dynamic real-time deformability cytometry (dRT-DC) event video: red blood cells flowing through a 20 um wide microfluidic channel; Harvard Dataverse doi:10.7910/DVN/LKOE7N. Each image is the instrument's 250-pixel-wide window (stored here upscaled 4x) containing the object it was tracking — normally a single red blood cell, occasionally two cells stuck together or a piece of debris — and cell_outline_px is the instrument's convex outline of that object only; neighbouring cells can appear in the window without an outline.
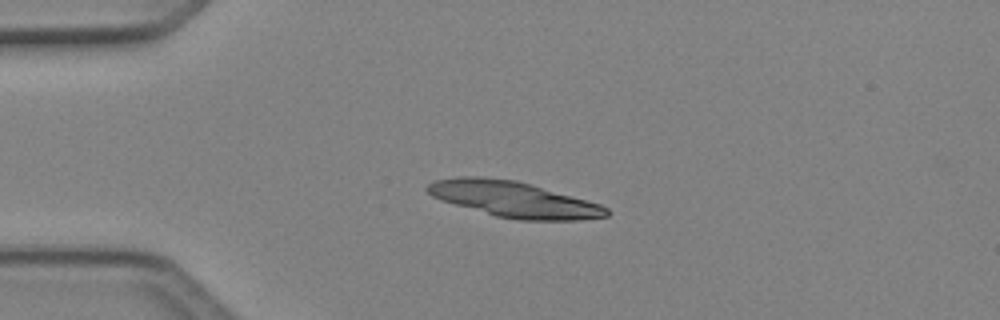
{"species": "Egyptian fruit bat (a non-hibernating species)", "species_latin": "Rousettus aegyptiacus", "temperature_condition": "cold", "stored_images_in_passage": 6, "segment_of_instrument_passage": [1, 2], "camera_frame_rate_fps": 3000, "um_per_image_px": 0.085, "animal": {"sex": "female"}, "frame": {"image": 1, "passage_image": 3, "time_ms": 0.667, "image_size_px": [1000, 320], "cell_outline_px": [[608, 216], [580, 220], [516, 220], [496, 216], [440, 200], [432, 196], [424, 188], [432, 180], [456, 176], [480, 176], [516, 180], [600, 204], [608, 208]], "centroid_in_image_um": [43.61, 16.93], "position_along_channel_um": 41.4, "area_um2": 37.28}}